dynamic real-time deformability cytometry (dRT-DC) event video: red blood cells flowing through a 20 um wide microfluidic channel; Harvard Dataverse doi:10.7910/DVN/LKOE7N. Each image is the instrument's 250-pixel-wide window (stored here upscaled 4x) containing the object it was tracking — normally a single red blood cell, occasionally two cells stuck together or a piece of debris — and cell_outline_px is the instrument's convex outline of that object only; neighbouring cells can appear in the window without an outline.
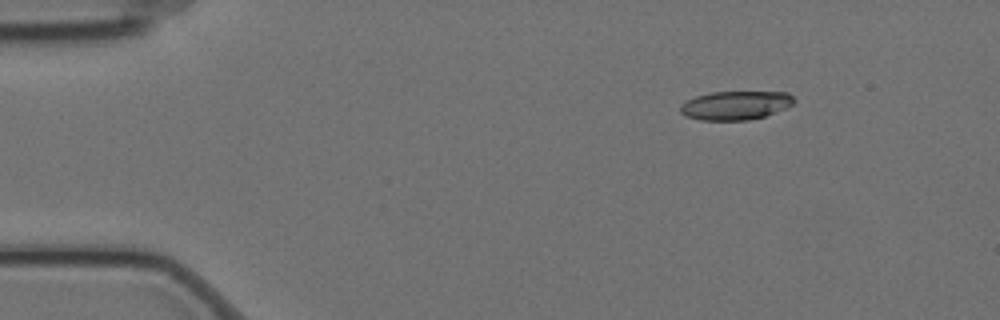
{"species": "Egyptian fruit bat (a non-hibernating species)", "species_latin": "Rousettus aegyptiacus", "temperature_condition": "cold", "stored_images_in_passage": 10, "camera_frame_rate_fps": 3000, "um_per_image_px": 0.085, "animal": {"sex": "female"}, "frame": {"image": 1, "passage_image": 2, "time_ms": 0.333, "image_size_px": [1000, 320], "cell_outline_px": [[796, 100], [792, 104], [784, 108], [764, 116], [748, 120], [700, 120], [688, 116], [680, 112], [680, 104], [696, 96], [712, 92], [788, 92]], "centroid_in_image_um": [62.51, 8.95], "position_along_channel_um": 22.5, "area_um2": 18.84}}
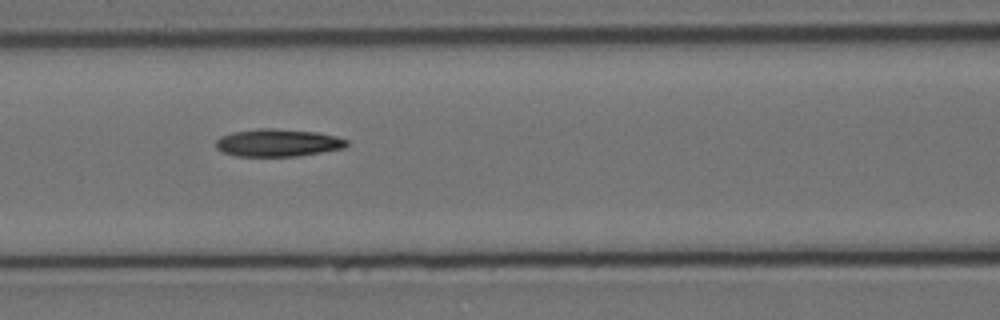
{"frame": {"image": 2, "passage_image": 7, "time_ms": 2.0, "image_size_px": [1000, 320], "cell_outline_px": [[348, 144], [344, 148], [296, 156], [236, 156], [224, 152], [216, 148], [216, 140], [220, 136], [232, 132], [256, 128], [276, 128], [316, 132], [336, 136], [348, 140]], "centroid_in_image_um": [23.6, 12.12], "position_along_channel_um": 143.0, "area_um2": 21.04}}
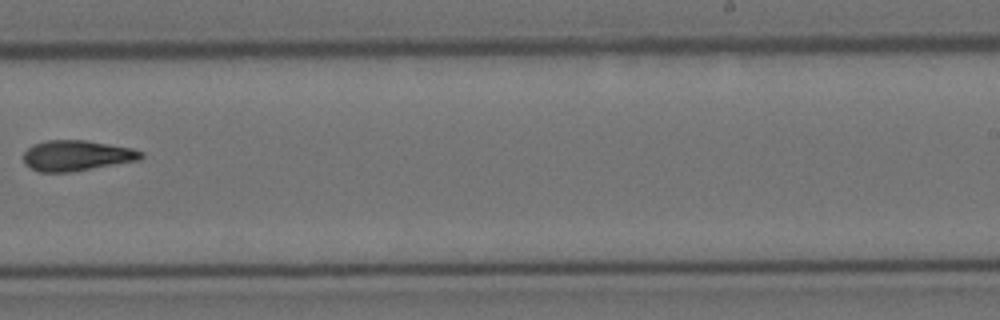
{"frame": {"image": 3, "passage_image": 10, "time_ms": 3.0, "image_size_px": [1000, 320], "cell_outline_px": [[144, 156], [140, 160], [72, 172], [40, 172], [24, 164], [24, 152], [32, 144], [48, 140], [84, 140], [132, 148], [144, 152]], "centroid_in_image_um": [6.53, 13.23], "position_along_channel_um": 282.5, "area_um2": 20.98}}